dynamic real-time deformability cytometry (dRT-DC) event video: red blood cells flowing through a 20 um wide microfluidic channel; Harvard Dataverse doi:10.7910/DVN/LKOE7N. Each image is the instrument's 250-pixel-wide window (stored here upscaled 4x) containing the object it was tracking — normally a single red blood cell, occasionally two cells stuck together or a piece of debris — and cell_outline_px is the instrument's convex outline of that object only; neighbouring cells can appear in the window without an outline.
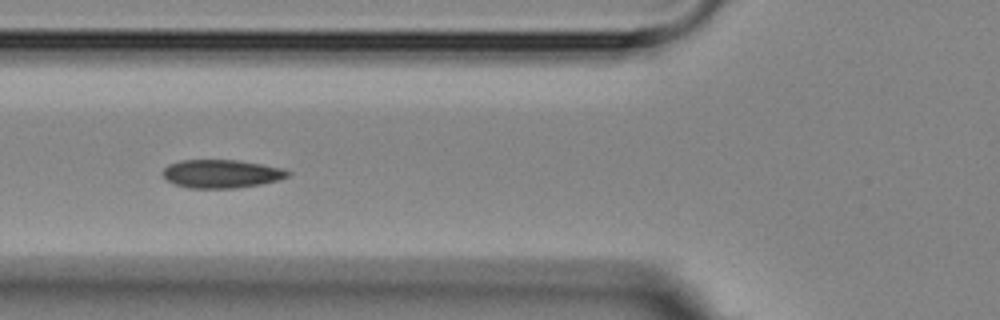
{"species": "Egyptian fruit bat (a non-hibernating species)", "species_latin": "Rousettus aegyptiacus", "temperature_condition": "room temperature", "stored_images_in_passage": 9, "camera_frame_rate_fps": 3000, "um_per_image_px": 0.085, "animal": {"sex": "female"}, "frame": {"image": 1, "passage_image": 6, "time_ms": 5.667, "image_size_px": [1000, 320], "cell_outline_px": [[292, 172], [288, 176], [276, 180], [260, 184], [236, 188], [188, 188], [176, 184], [168, 180], [164, 176], [164, 168], [168, 164], [180, 160], [240, 160], [284, 168]], "centroid_in_image_um": [18.84, 14.76], "position_along_channel_um": 107.0, "area_um2": 20.58}}
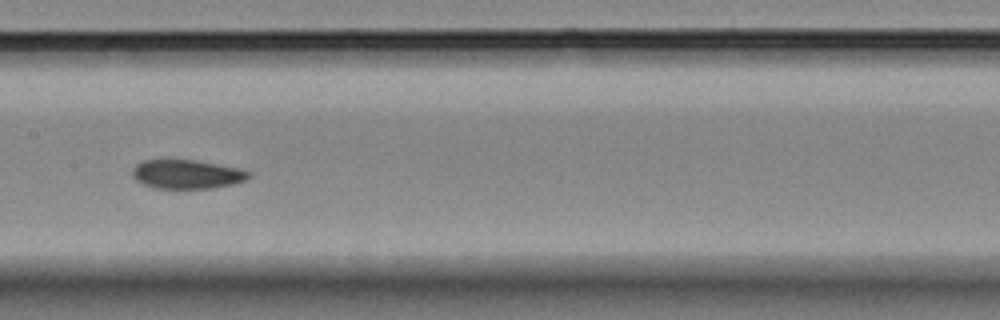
{"frame": {"image": 2, "passage_image": 8, "time_ms": 8.0, "image_size_px": [1000, 320], "cell_outline_px": [[252, 176], [244, 180], [232, 184], [212, 188], [152, 188], [136, 180], [132, 176], [132, 168], [136, 164], [144, 160], [196, 160], [236, 168], [252, 172]], "centroid_in_image_um": [15.86, 14.81], "position_along_channel_um": 191.5, "area_um2": 19.54}}
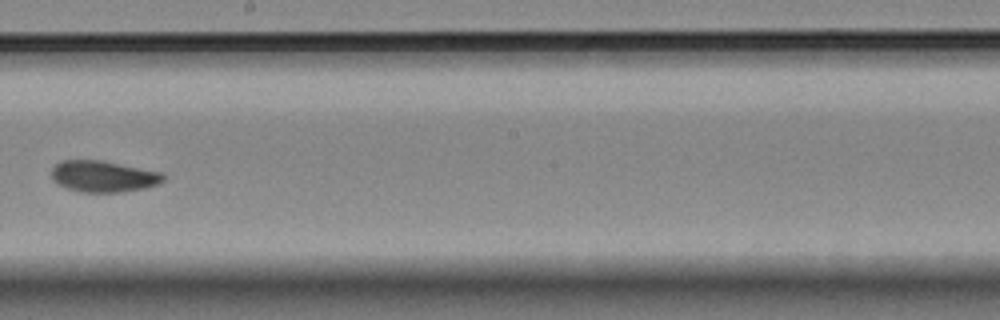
{"frame": {"image": 3, "passage_image": 9, "time_ms": 9.333, "image_size_px": [1000, 320], "cell_outline_px": [[164, 180], [160, 184], [144, 188], [120, 192], [80, 192], [68, 188], [52, 180], [52, 168], [60, 160], [100, 160], [164, 172]], "centroid_in_image_um": [8.81, 14.98], "position_along_channel_um": 239.4, "area_um2": 20.46}}